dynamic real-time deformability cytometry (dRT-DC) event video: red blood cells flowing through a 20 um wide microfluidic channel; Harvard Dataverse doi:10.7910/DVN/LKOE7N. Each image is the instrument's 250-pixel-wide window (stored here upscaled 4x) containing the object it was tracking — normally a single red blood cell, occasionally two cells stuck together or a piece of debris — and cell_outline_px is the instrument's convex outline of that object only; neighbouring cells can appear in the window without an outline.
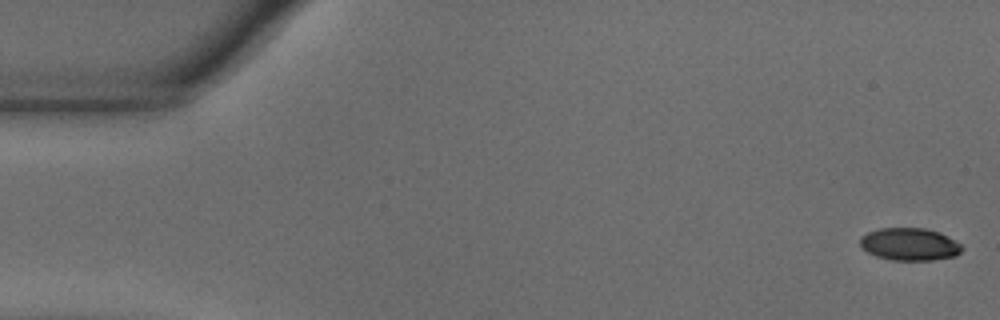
{"species": "common noctule bat (a hibernating species)", "species_latin": "Nyctalus noctula", "temperature_condition": "warm", "stored_images_in_passage": 55, "camera_frame_rate_fps": 3000, "um_per_image_px": 0.085, "animal": {"sex": "male", "body_mass_g": 18.8}, "frame": {"image": 1, "passage_image": 1, "time_ms": 0.0, "image_size_px": [1000, 320], "cell_outline_px": [[964, 248], [956, 256], [932, 260], [892, 260], [876, 256], [860, 248], [860, 236], [868, 232], [880, 228], [924, 228], [940, 232], [960, 244]], "centroid_in_image_um": [77.29, 20.76], "position_along_channel_um": 7.7, "area_um2": 19.36}}
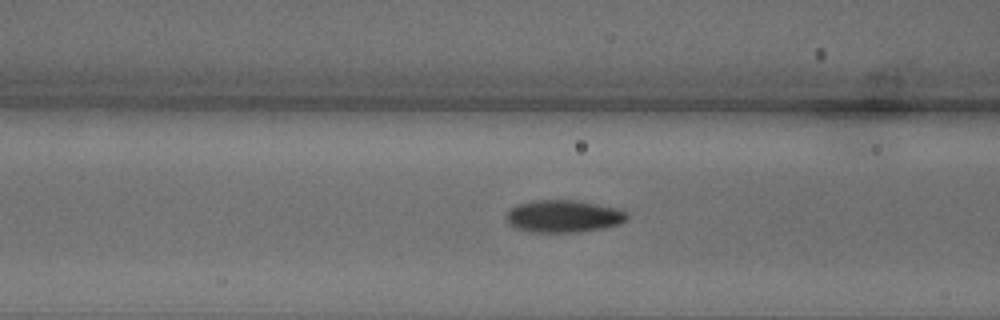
{"frame": {"image": 2, "passage_image": 21, "time_ms": 6.667, "image_size_px": [1000, 320], "cell_outline_px": [[628, 216], [620, 224], [604, 228], [576, 232], [528, 232], [516, 228], [508, 224], [508, 212], [516, 204], [532, 200], [576, 200], [620, 208], [628, 212]], "centroid_in_image_um": [47.92, 18.37], "position_along_channel_um": 118.7, "area_um2": 22.89}}
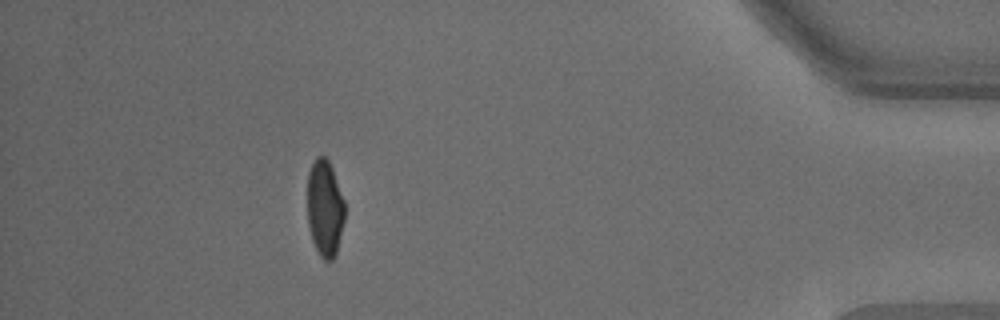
{"frame": {"image": 3, "passage_image": 49, "time_ms": 16.0, "image_size_px": [1000, 320], "cell_outline_px": [[344, 220], [336, 252], [332, 260], [324, 260], [320, 256], [312, 240], [308, 224], [308, 172], [316, 156], [324, 156], [328, 160], [332, 168], [344, 200]], "centroid_in_image_um": [27.6, 17.68], "position_along_channel_um": 407.6, "area_um2": 20.81}, "authors_computed_cell_mechanics": {"area_um2": 21.9062, "velocity_mm_per_s": 3.6679, "shape_relaxation_time_tau1_ms": 2.7734, "shape_relaxation_time_tau2_ms": 1.6413, "deformation_change_tau1": 0.1463, "deformation_change_tau2": 0.0622}}